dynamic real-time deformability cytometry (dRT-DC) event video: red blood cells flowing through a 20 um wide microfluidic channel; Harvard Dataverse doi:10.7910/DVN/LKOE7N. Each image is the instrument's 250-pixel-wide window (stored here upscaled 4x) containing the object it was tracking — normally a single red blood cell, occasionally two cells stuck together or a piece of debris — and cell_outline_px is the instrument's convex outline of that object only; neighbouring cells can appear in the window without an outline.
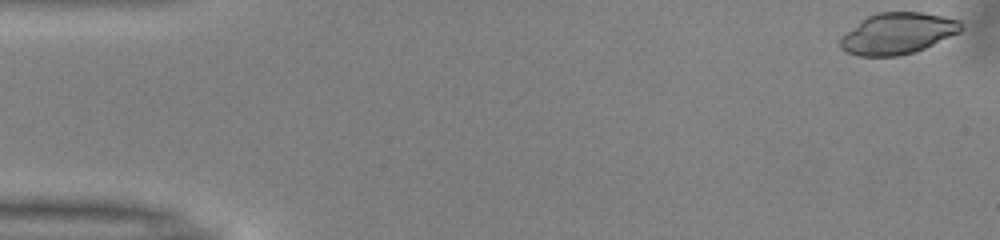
{"species": "common noctule bat (a hibernating species)", "species_latin": "Nyctalus noctula", "temperature_condition": "warm", "stored_images_in_passage": 40, "camera_frame_rate_fps": 3000, "um_per_image_px": 0.085, "animal": {"sex": "male", "body_mass_g": 13.0, "forearm_length_mm": 53.1}, "frame": {"image": 1, "passage_image": 1, "time_ms": 0.0, "image_size_px": [1000, 240], "cell_outline_px": [[964, 28], [960, 32], [916, 52], [900, 56], [856, 56], [840, 48], [840, 36], [868, 16], [876, 12], [924, 12], [944, 16], [960, 20], [964, 24]], "centroid_in_image_um": [76.33, 2.84], "position_along_channel_um": 8.7, "area_um2": 29.3}}